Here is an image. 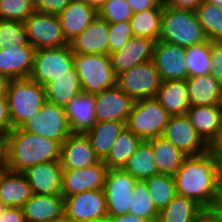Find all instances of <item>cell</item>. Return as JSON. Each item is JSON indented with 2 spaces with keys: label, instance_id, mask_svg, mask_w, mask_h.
Here are the masks:
<instances>
[{
  "label": "cell",
  "instance_id": "cell-1",
  "mask_svg": "<svg viewBox=\"0 0 222 222\" xmlns=\"http://www.w3.org/2000/svg\"><path fill=\"white\" fill-rule=\"evenodd\" d=\"M173 177L176 194L195 200L207 212L222 200V166L210 150L188 156Z\"/></svg>",
  "mask_w": 222,
  "mask_h": 222
},
{
  "label": "cell",
  "instance_id": "cell-2",
  "mask_svg": "<svg viewBox=\"0 0 222 222\" xmlns=\"http://www.w3.org/2000/svg\"><path fill=\"white\" fill-rule=\"evenodd\" d=\"M61 144L58 141L41 137L14 128L6 136L5 158L3 167L23 172L44 162L60 160Z\"/></svg>",
  "mask_w": 222,
  "mask_h": 222
},
{
  "label": "cell",
  "instance_id": "cell-3",
  "mask_svg": "<svg viewBox=\"0 0 222 222\" xmlns=\"http://www.w3.org/2000/svg\"><path fill=\"white\" fill-rule=\"evenodd\" d=\"M159 40L186 49L208 41L195 11L172 8L165 2Z\"/></svg>",
  "mask_w": 222,
  "mask_h": 222
},
{
  "label": "cell",
  "instance_id": "cell-4",
  "mask_svg": "<svg viewBox=\"0 0 222 222\" xmlns=\"http://www.w3.org/2000/svg\"><path fill=\"white\" fill-rule=\"evenodd\" d=\"M7 100L13 129L18 128L42 108L45 87L30 78L11 79Z\"/></svg>",
  "mask_w": 222,
  "mask_h": 222
},
{
  "label": "cell",
  "instance_id": "cell-5",
  "mask_svg": "<svg viewBox=\"0 0 222 222\" xmlns=\"http://www.w3.org/2000/svg\"><path fill=\"white\" fill-rule=\"evenodd\" d=\"M74 69L76 70L82 92L97 94L117 85L109 55L74 53Z\"/></svg>",
  "mask_w": 222,
  "mask_h": 222
},
{
  "label": "cell",
  "instance_id": "cell-6",
  "mask_svg": "<svg viewBox=\"0 0 222 222\" xmlns=\"http://www.w3.org/2000/svg\"><path fill=\"white\" fill-rule=\"evenodd\" d=\"M171 115L153 98L136 100L128 117L126 127L142 140L163 135Z\"/></svg>",
  "mask_w": 222,
  "mask_h": 222
},
{
  "label": "cell",
  "instance_id": "cell-7",
  "mask_svg": "<svg viewBox=\"0 0 222 222\" xmlns=\"http://www.w3.org/2000/svg\"><path fill=\"white\" fill-rule=\"evenodd\" d=\"M62 75H78L74 69V53L70 45L35 51L29 78L45 85Z\"/></svg>",
  "mask_w": 222,
  "mask_h": 222
},
{
  "label": "cell",
  "instance_id": "cell-8",
  "mask_svg": "<svg viewBox=\"0 0 222 222\" xmlns=\"http://www.w3.org/2000/svg\"><path fill=\"white\" fill-rule=\"evenodd\" d=\"M20 128L26 132L58 141L60 144L72 134L64 107L47 100L42 108Z\"/></svg>",
  "mask_w": 222,
  "mask_h": 222
},
{
  "label": "cell",
  "instance_id": "cell-9",
  "mask_svg": "<svg viewBox=\"0 0 222 222\" xmlns=\"http://www.w3.org/2000/svg\"><path fill=\"white\" fill-rule=\"evenodd\" d=\"M161 82L153 61L137 64L117 75V86L135 101L155 97Z\"/></svg>",
  "mask_w": 222,
  "mask_h": 222
},
{
  "label": "cell",
  "instance_id": "cell-10",
  "mask_svg": "<svg viewBox=\"0 0 222 222\" xmlns=\"http://www.w3.org/2000/svg\"><path fill=\"white\" fill-rule=\"evenodd\" d=\"M29 44L36 50L69 45L57 15L35 11L24 21Z\"/></svg>",
  "mask_w": 222,
  "mask_h": 222
},
{
  "label": "cell",
  "instance_id": "cell-11",
  "mask_svg": "<svg viewBox=\"0 0 222 222\" xmlns=\"http://www.w3.org/2000/svg\"><path fill=\"white\" fill-rule=\"evenodd\" d=\"M65 198V218L71 222H105L107 203L104 190H91Z\"/></svg>",
  "mask_w": 222,
  "mask_h": 222
},
{
  "label": "cell",
  "instance_id": "cell-12",
  "mask_svg": "<svg viewBox=\"0 0 222 222\" xmlns=\"http://www.w3.org/2000/svg\"><path fill=\"white\" fill-rule=\"evenodd\" d=\"M137 181L123 169H108L103 189L108 216H120L129 213L130 199Z\"/></svg>",
  "mask_w": 222,
  "mask_h": 222
},
{
  "label": "cell",
  "instance_id": "cell-13",
  "mask_svg": "<svg viewBox=\"0 0 222 222\" xmlns=\"http://www.w3.org/2000/svg\"><path fill=\"white\" fill-rule=\"evenodd\" d=\"M162 136L187 156H198L210 150L186 114L171 116Z\"/></svg>",
  "mask_w": 222,
  "mask_h": 222
},
{
  "label": "cell",
  "instance_id": "cell-14",
  "mask_svg": "<svg viewBox=\"0 0 222 222\" xmlns=\"http://www.w3.org/2000/svg\"><path fill=\"white\" fill-rule=\"evenodd\" d=\"M186 48L163 40L155 43L153 63L162 81L187 80Z\"/></svg>",
  "mask_w": 222,
  "mask_h": 222
},
{
  "label": "cell",
  "instance_id": "cell-15",
  "mask_svg": "<svg viewBox=\"0 0 222 222\" xmlns=\"http://www.w3.org/2000/svg\"><path fill=\"white\" fill-rule=\"evenodd\" d=\"M107 165L100 160L95 165L80 169H63L61 195L68 197L77 193L104 189Z\"/></svg>",
  "mask_w": 222,
  "mask_h": 222
},
{
  "label": "cell",
  "instance_id": "cell-16",
  "mask_svg": "<svg viewBox=\"0 0 222 222\" xmlns=\"http://www.w3.org/2000/svg\"><path fill=\"white\" fill-rule=\"evenodd\" d=\"M97 122L118 121L127 123L135 100L117 85L94 95Z\"/></svg>",
  "mask_w": 222,
  "mask_h": 222
},
{
  "label": "cell",
  "instance_id": "cell-17",
  "mask_svg": "<svg viewBox=\"0 0 222 222\" xmlns=\"http://www.w3.org/2000/svg\"><path fill=\"white\" fill-rule=\"evenodd\" d=\"M22 173L30 185L32 194H61L63 168L60 160L36 164Z\"/></svg>",
  "mask_w": 222,
  "mask_h": 222
},
{
  "label": "cell",
  "instance_id": "cell-18",
  "mask_svg": "<svg viewBox=\"0 0 222 222\" xmlns=\"http://www.w3.org/2000/svg\"><path fill=\"white\" fill-rule=\"evenodd\" d=\"M22 210L25 222H56L65 218V198L61 194H32Z\"/></svg>",
  "mask_w": 222,
  "mask_h": 222
},
{
  "label": "cell",
  "instance_id": "cell-19",
  "mask_svg": "<svg viewBox=\"0 0 222 222\" xmlns=\"http://www.w3.org/2000/svg\"><path fill=\"white\" fill-rule=\"evenodd\" d=\"M69 45L73 53L109 55V23L97 16Z\"/></svg>",
  "mask_w": 222,
  "mask_h": 222
},
{
  "label": "cell",
  "instance_id": "cell-20",
  "mask_svg": "<svg viewBox=\"0 0 222 222\" xmlns=\"http://www.w3.org/2000/svg\"><path fill=\"white\" fill-rule=\"evenodd\" d=\"M155 43L151 39L132 37L121 50L109 54L115 74L119 75L137 64L152 61Z\"/></svg>",
  "mask_w": 222,
  "mask_h": 222
},
{
  "label": "cell",
  "instance_id": "cell-21",
  "mask_svg": "<svg viewBox=\"0 0 222 222\" xmlns=\"http://www.w3.org/2000/svg\"><path fill=\"white\" fill-rule=\"evenodd\" d=\"M85 134H71L61 144L60 163L63 169H80L98 163Z\"/></svg>",
  "mask_w": 222,
  "mask_h": 222
},
{
  "label": "cell",
  "instance_id": "cell-22",
  "mask_svg": "<svg viewBox=\"0 0 222 222\" xmlns=\"http://www.w3.org/2000/svg\"><path fill=\"white\" fill-rule=\"evenodd\" d=\"M36 49L32 45L0 49V75L11 79L29 78Z\"/></svg>",
  "mask_w": 222,
  "mask_h": 222
},
{
  "label": "cell",
  "instance_id": "cell-23",
  "mask_svg": "<svg viewBox=\"0 0 222 222\" xmlns=\"http://www.w3.org/2000/svg\"><path fill=\"white\" fill-rule=\"evenodd\" d=\"M72 134H85L97 122L94 94L80 92L65 107Z\"/></svg>",
  "mask_w": 222,
  "mask_h": 222
},
{
  "label": "cell",
  "instance_id": "cell-24",
  "mask_svg": "<svg viewBox=\"0 0 222 222\" xmlns=\"http://www.w3.org/2000/svg\"><path fill=\"white\" fill-rule=\"evenodd\" d=\"M98 16V12L83 0H71L57 15L64 37L70 43Z\"/></svg>",
  "mask_w": 222,
  "mask_h": 222
},
{
  "label": "cell",
  "instance_id": "cell-25",
  "mask_svg": "<svg viewBox=\"0 0 222 222\" xmlns=\"http://www.w3.org/2000/svg\"><path fill=\"white\" fill-rule=\"evenodd\" d=\"M186 115L196 132L210 146L222 130V107L193 106L188 109Z\"/></svg>",
  "mask_w": 222,
  "mask_h": 222
},
{
  "label": "cell",
  "instance_id": "cell-26",
  "mask_svg": "<svg viewBox=\"0 0 222 222\" xmlns=\"http://www.w3.org/2000/svg\"><path fill=\"white\" fill-rule=\"evenodd\" d=\"M31 195L30 185L23 173L0 165V201L5 206L22 208Z\"/></svg>",
  "mask_w": 222,
  "mask_h": 222
},
{
  "label": "cell",
  "instance_id": "cell-27",
  "mask_svg": "<svg viewBox=\"0 0 222 222\" xmlns=\"http://www.w3.org/2000/svg\"><path fill=\"white\" fill-rule=\"evenodd\" d=\"M190 106H221L222 84L210 73L187 79Z\"/></svg>",
  "mask_w": 222,
  "mask_h": 222
},
{
  "label": "cell",
  "instance_id": "cell-28",
  "mask_svg": "<svg viewBox=\"0 0 222 222\" xmlns=\"http://www.w3.org/2000/svg\"><path fill=\"white\" fill-rule=\"evenodd\" d=\"M155 98L171 115H185L191 107L187 80L162 81Z\"/></svg>",
  "mask_w": 222,
  "mask_h": 222
},
{
  "label": "cell",
  "instance_id": "cell-29",
  "mask_svg": "<svg viewBox=\"0 0 222 222\" xmlns=\"http://www.w3.org/2000/svg\"><path fill=\"white\" fill-rule=\"evenodd\" d=\"M148 141L151 143L153 149L158 173L174 176L188 156L163 136L149 139Z\"/></svg>",
  "mask_w": 222,
  "mask_h": 222
},
{
  "label": "cell",
  "instance_id": "cell-30",
  "mask_svg": "<svg viewBox=\"0 0 222 222\" xmlns=\"http://www.w3.org/2000/svg\"><path fill=\"white\" fill-rule=\"evenodd\" d=\"M126 127V123L118 121L96 122L85 135L90 141L95 155L104 160L118 135Z\"/></svg>",
  "mask_w": 222,
  "mask_h": 222
},
{
  "label": "cell",
  "instance_id": "cell-31",
  "mask_svg": "<svg viewBox=\"0 0 222 222\" xmlns=\"http://www.w3.org/2000/svg\"><path fill=\"white\" fill-rule=\"evenodd\" d=\"M206 212L195 200L176 195L158 217L161 222H196Z\"/></svg>",
  "mask_w": 222,
  "mask_h": 222
},
{
  "label": "cell",
  "instance_id": "cell-32",
  "mask_svg": "<svg viewBox=\"0 0 222 222\" xmlns=\"http://www.w3.org/2000/svg\"><path fill=\"white\" fill-rule=\"evenodd\" d=\"M142 141L135 133L125 127L116 138L103 162L108 169H123Z\"/></svg>",
  "mask_w": 222,
  "mask_h": 222
},
{
  "label": "cell",
  "instance_id": "cell-33",
  "mask_svg": "<svg viewBox=\"0 0 222 222\" xmlns=\"http://www.w3.org/2000/svg\"><path fill=\"white\" fill-rule=\"evenodd\" d=\"M123 170L130 173L138 181H144L158 174L151 143L143 140L136 151L130 156Z\"/></svg>",
  "mask_w": 222,
  "mask_h": 222
},
{
  "label": "cell",
  "instance_id": "cell-34",
  "mask_svg": "<svg viewBox=\"0 0 222 222\" xmlns=\"http://www.w3.org/2000/svg\"><path fill=\"white\" fill-rule=\"evenodd\" d=\"M46 100L55 105L65 107L81 91L78 75H62L53 78V82L44 85Z\"/></svg>",
  "mask_w": 222,
  "mask_h": 222
},
{
  "label": "cell",
  "instance_id": "cell-35",
  "mask_svg": "<svg viewBox=\"0 0 222 222\" xmlns=\"http://www.w3.org/2000/svg\"><path fill=\"white\" fill-rule=\"evenodd\" d=\"M163 8H151L135 13L129 20L134 37L160 39Z\"/></svg>",
  "mask_w": 222,
  "mask_h": 222
},
{
  "label": "cell",
  "instance_id": "cell-36",
  "mask_svg": "<svg viewBox=\"0 0 222 222\" xmlns=\"http://www.w3.org/2000/svg\"><path fill=\"white\" fill-rule=\"evenodd\" d=\"M152 202L160 212L177 195L173 176L155 174L144 180Z\"/></svg>",
  "mask_w": 222,
  "mask_h": 222
},
{
  "label": "cell",
  "instance_id": "cell-37",
  "mask_svg": "<svg viewBox=\"0 0 222 222\" xmlns=\"http://www.w3.org/2000/svg\"><path fill=\"white\" fill-rule=\"evenodd\" d=\"M196 14L201 23L206 38L209 41L222 40V8L203 1L197 8Z\"/></svg>",
  "mask_w": 222,
  "mask_h": 222
},
{
  "label": "cell",
  "instance_id": "cell-38",
  "mask_svg": "<svg viewBox=\"0 0 222 222\" xmlns=\"http://www.w3.org/2000/svg\"><path fill=\"white\" fill-rule=\"evenodd\" d=\"M129 213L146 220L159 216L144 181H137L130 199Z\"/></svg>",
  "mask_w": 222,
  "mask_h": 222
},
{
  "label": "cell",
  "instance_id": "cell-39",
  "mask_svg": "<svg viewBox=\"0 0 222 222\" xmlns=\"http://www.w3.org/2000/svg\"><path fill=\"white\" fill-rule=\"evenodd\" d=\"M186 67L189 77L210 73V41L186 49Z\"/></svg>",
  "mask_w": 222,
  "mask_h": 222
},
{
  "label": "cell",
  "instance_id": "cell-40",
  "mask_svg": "<svg viewBox=\"0 0 222 222\" xmlns=\"http://www.w3.org/2000/svg\"><path fill=\"white\" fill-rule=\"evenodd\" d=\"M24 22L0 20V49L7 46H28Z\"/></svg>",
  "mask_w": 222,
  "mask_h": 222
},
{
  "label": "cell",
  "instance_id": "cell-41",
  "mask_svg": "<svg viewBox=\"0 0 222 222\" xmlns=\"http://www.w3.org/2000/svg\"><path fill=\"white\" fill-rule=\"evenodd\" d=\"M35 11L34 0H0V20L24 22Z\"/></svg>",
  "mask_w": 222,
  "mask_h": 222
},
{
  "label": "cell",
  "instance_id": "cell-42",
  "mask_svg": "<svg viewBox=\"0 0 222 222\" xmlns=\"http://www.w3.org/2000/svg\"><path fill=\"white\" fill-rule=\"evenodd\" d=\"M134 15L126 0H108L99 10L98 16L107 23L129 21Z\"/></svg>",
  "mask_w": 222,
  "mask_h": 222
},
{
  "label": "cell",
  "instance_id": "cell-43",
  "mask_svg": "<svg viewBox=\"0 0 222 222\" xmlns=\"http://www.w3.org/2000/svg\"><path fill=\"white\" fill-rule=\"evenodd\" d=\"M134 37L129 21L109 23V54L121 50Z\"/></svg>",
  "mask_w": 222,
  "mask_h": 222
},
{
  "label": "cell",
  "instance_id": "cell-44",
  "mask_svg": "<svg viewBox=\"0 0 222 222\" xmlns=\"http://www.w3.org/2000/svg\"><path fill=\"white\" fill-rule=\"evenodd\" d=\"M210 74L222 84V40L210 41Z\"/></svg>",
  "mask_w": 222,
  "mask_h": 222
},
{
  "label": "cell",
  "instance_id": "cell-45",
  "mask_svg": "<svg viewBox=\"0 0 222 222\" xmlns=\"http://www.w3.org/2000/svg\"><path fill=\"white\" fill-rule=\"evenodd\" d=\"M71 0H34L36 11L59 15Z\"/></svg>",
  "mask_w": 222,
  "mask_h": 222
},
{
  "label": "cell",
  "instance_id": "cell-46",
  "mask_svg": "<svg viewBox=\"0 0 222 222\" xmlns=\"http://www.w3.org/2000/svg\"><path fill=\"white\" fill-rule=\"evenodd\" d=\"M13 129L7 99H0V132L7 136Z\"/></svg>",
  "mask_w": 222,
  "mask_h": 222
},
{
  "label": "cell",
  "instance_id": "cell-47",
  "mask_svg": "<svg viewBox=\"0 0 222 222\" xmlns=\"http://www.w3.org/2000/svg\"><path fill=\"white\" fill-rule=\"evenodd\" d=\"M133 13H138L151 8H163L164 0H126Z\"/></svg>",
  "mask_w": 222,
  "mask_h": 222
},
{
  "label": "cell",
  "instance_id": "cell-48",
  "mask_svg": "<svg viewBox=\"0 0 222 222\" xmlns=\"http://www.w3.org/2000/svg\"><path fill=\"white\" fill-rule=\"evenodd\" d=\"M0 222H25L22 208L5 206L0 215Z\"/></svg>",
  "mask_w": 222,
  "mask_h": 222
},
{
  "label": "cell",
  "instance_id": "cell-49",
  "mask_svg": "<svg viewBox=\"0 0 222 222\" xmlns=\"http://www.w3.org/2000/svg\"><path fill=\"white\" fill-rule=\"evenodd\" d=\"M203 1L204 0H164V2L172 8L191 11H196V8Z\"/></svg>",
  "mask_w": 222,
  "mask_h": 222
},
{
  "label": "cell",
  "instance_id": "cell-50",
  "mask_svg": "<svg viewBox=\"0 0 222 222\" xmlns=\"http://www.w3.org/2000/svg\"><path fill=\"white\" fill-rule=\"evenodd\" d=\"M146 219L128 213L120 216H108L105 222H145Z\"/></svg>",
  "mask_w": 222,
  "mask_h": 222
},
{
  "label": "cell",
  "instance_id": "cell-51",
  "mask_svg": "<svg viewBox=\"0 0 222 222\" xmlns=\"http://www.w3.org/2000/svg\"><path fill=\"white\" fill-rule=\"evenodd\" d=\"M210 151L217 157L222 166V130L217 139L210 145Z\"/></svg>",
  "mask_w": 222,
  "mask_h": 222
},
{
  "label": "cell",
  "instance_id": "cell-52",
  "mask_svg": "<svg viewBox=\"0 0 222 222\" xmlns=\"http://www.w3.org/2000/svg\"><path fill=\"white\" fill-rule=\"evenodd\" d=\"M10 79L0 75V99H7V91Z\"/></svg>",
  "mask_w": 222,
  "mask_h": 222
},
{
  "label": "cell",
  "instance_id": "cell-53",
  "mask_svg": "<svg viewBox=\"0 0 222 222\" xmlns=\"http://www.w3.org/2000/svg\"><path fill=\"white\" fill-rule=\"evenodd\" d=\"M6 136L0 132V165L3 164L5 158Z\"/></svg>",
  "mask_w": 222,
  "mask_h": 222
},
{
  "label": "cell",
  "instance_id": "cell-54",
  "mask_svg": "<svg viewBox=\"0 0 222 222\" xmlns=\"http://www.w3.org/2000/svg\"><path fill=\"white\" fill-rule=\"evenodd\" d=\"M97 12L108 0H83Z\"/></svg>",
  "mask_w": 222,
  "mask_h": 222
},
{
  "label": "cell",
  "instance_id": "cell-55",
  "mask_svg": "<svg viewBox=\"0 0 222 222\" xmlns=\"http://www.w3.org/2000/svg\"><path fill=\"white\" fill-rule=\"evenodd\" d=\"M212 212L215 216L216 222H222V200L215 206Z\"/></svg>",
  "mask_w": 222,
  "mask_h": 222
},
{
  "label": "cell",
  "instance_id": "cell-56",
  "mask_svg": "<svg viewBox=\"0 0 222 222\" xmlns=\"http://www.w3.org/2000/svg\"><path fill=\"white\" fill-rule=\"evenodd\" d=\"M196 222H216V219H215L213 212H206Z\"/></svg>",
  "mask_w": 222,
  "mask_h": 222
},
{
  "label": "cell",
  "instance_id": "cell-57",
  "mask_svg": "<svg viewBox=\"0 0 222 222\" xmlns=\"http://www.w3.org/2000/svg\"><path fill=\"white\" fill-rule=\"evenodd\" d=\"M206 3L217 6L218 8H222V0H204Z\"/></svg>",
  "mask_w": 222,
  "mask_h": 222
},
{
  "label": "cell",
  "instance_id": "cell-58",
  "mask_svg": "<svg viewBox=\"0 0 222 222\" xmlns=\"http://www.w3.org/2000/svg\"><path fill=\"white\" fill-rule=\"evenodd\" d=\"M145 222H161V221H160L159 217H156V218L148 219Z\"/></svg>",
  "mask_w": 222,
  "mask_h": 222
},
{
  "label": "cell",
  "instance_id": "cell-59",
  "mask_svg": "<svg viewBox=\"0 0 222 222\" xmlns=\"http://www.w3.org/2000/svg\"><path fill=\"white\" fill-rule=\"evenodd\" d=\"M5 205L0 201V215L3 213Z\"/></svg>",
  "mask_w": 222,
  "mask_h": 222
},
{
  "label": "cell",
  "instance_id": "cell-60",
  "mask_svg": "<svg viewBox=\"0 0 222 222\" xmlns=\"http://www.w3.org/2000/svg\"><path fill=\"white\" fill-rule=\"evenodd\" d=\"M56 222H71V221H69V220L66 219V218H63L62 220H59V221H56Z\"/></svg>",
  "mask_w": 222,
  "mask_h": 222
}]
</instances>
